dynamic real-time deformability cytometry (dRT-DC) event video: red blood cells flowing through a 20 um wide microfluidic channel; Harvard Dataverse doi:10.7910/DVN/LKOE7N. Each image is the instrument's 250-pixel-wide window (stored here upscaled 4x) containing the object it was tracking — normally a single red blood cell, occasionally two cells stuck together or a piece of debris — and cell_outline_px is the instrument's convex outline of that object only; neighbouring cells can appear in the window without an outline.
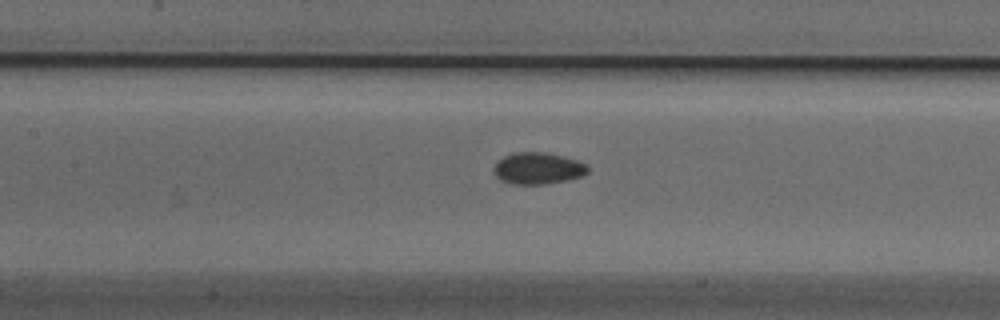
{"species": "Egyptian fruit bat (a non-hibernating species)", "species_latin": "Rousettus aegyptiacus", "temperature_condition": "cold", "stored_images_in_passage": 35, "camera_frame_rate_fps": 3000, "um_per_image_px": 0.085, "animal": {"sex": "male"}, "frame": {"image": 1, "passage_image": 14, "time_ms": 4.333, "image_size_px": [1000, 320], "cell_outline_px": [[588, 172], [580, 176], [568, 180], [544, 184], [512, 184], [500, 180], [492, 172], [492, 168], [504, 156], [512, 152], [544, 152], [564, 156], [576, 160], [584, 164], [588, 168]], "centroid_in_image_um": [45.68, 14.31], "position_along_channel_um": 161.7, "area_um2": 17.34}}
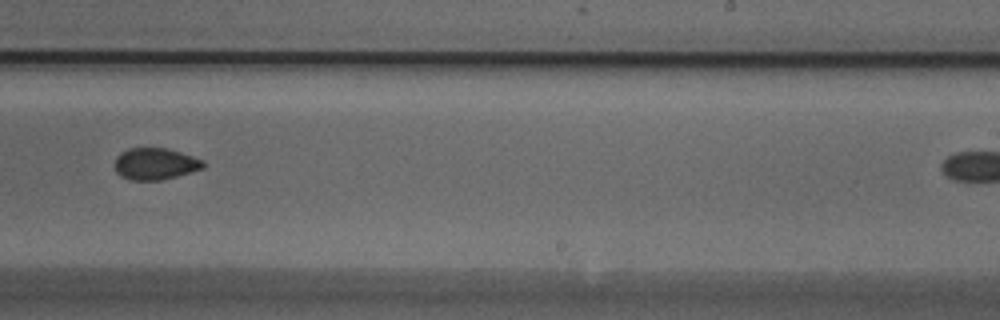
{"frame": {"image": 2, "passage_image": 23, "time_ms": 7.333, "image_size_px": [1000, 320], "cell_outline_px": [[204, 168], [176, 176], [160, 180], [132, 180], [120, 176], [116, 172], [116, 156], [120, 152], [128, 148], [168, 148], [204, 160]], "centroid_in_image_um": [13.19, 13.92], "position_along_channel_um": 275.8, "area_um2": 16.3}}
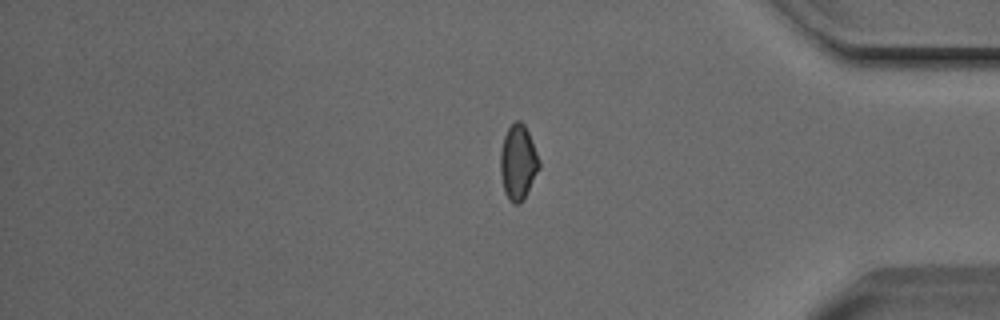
{"frame": {"image": 3, "passage_image": 34, "time_ms": 11.0, "image_size_px": [1000, 320], "cell_outline_px": [[540, 168], [520, 204], [516, 204], [508, 200], [504, 192], [500, 176], [500, 152], [504, 136], [508, 128], [516, 120], [520, 120], [524, 124], [528, 132], [540, 160]], "centroid_in_image_um": [44.02, 13.8], "position_along_channel_um": 391.2, "area_um2": 16.94}}